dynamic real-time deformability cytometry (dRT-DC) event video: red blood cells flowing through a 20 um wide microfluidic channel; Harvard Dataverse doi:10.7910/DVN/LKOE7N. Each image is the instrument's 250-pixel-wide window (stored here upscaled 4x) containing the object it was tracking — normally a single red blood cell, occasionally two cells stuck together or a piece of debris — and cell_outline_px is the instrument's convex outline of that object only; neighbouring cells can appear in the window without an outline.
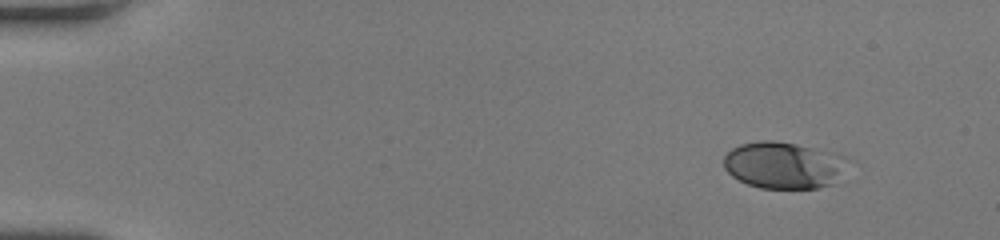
{"species": "human", "species_latin": "Homo sapiens", "temperature_condition": "room temperature", "stored_images_in_passage": 45, "camera_frame_rate_fps": 3000, "um_per_image_px": 0.085, "donor": {"sex": "female"}, "frame": {"image": 1, "passage_image": 1, "time_ms": 0.0, "image_size_px": [1000, 240], "cell_outline_px": [[844, 160], [836, 184], [820, 188], [760, 188], [748, 184], [732, 176], [724, 168], [724, 156], [732, 148], [740, 144], [760, 140], [772, 140], [796, 144], [844, 156]], "centroid_in_image_um": [66.54, 14.05], "position_along_channel_um": 18.5, "area_um2": 33.29}}
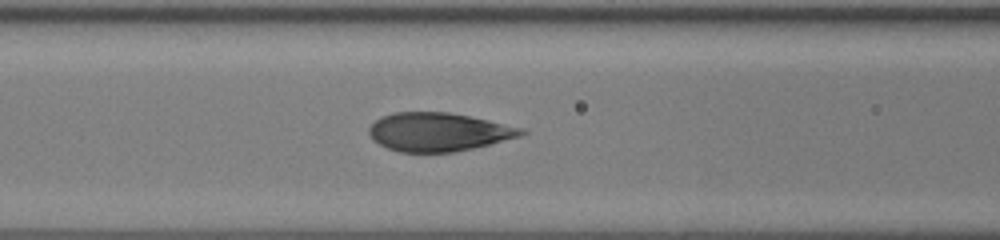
{"frame": {"image": 2, "passage_image": 18, "time_ms": 5.667, "image_size_px": [1000, 240], "cell_outline_px": [[528, 132], [520, 136], [472, 148], [452, 152], [400, 152], [388, 148], [372, 140], [368, 132], [368, 128], [380, 116], [392, 112], [448, 112], [488, 120], [524, 128]], "centroid_in_image_um": [37.23, 11.21], "position_along_channel_um": 129.4, "area_um2": 34.04}}
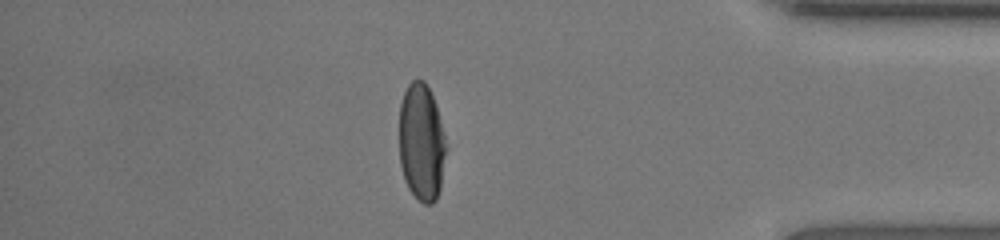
{"frame": {"image": 3, "passage_image": 39, "time_ms": 12.667, "image_size_px": [1000, 240], "cell_outline_px": [[448, 148], [440, 188], [436, 200], [432, 204], [424, 204], [408, 188], [404, 180], [400, 164], [400, 104], [404, 92], [408, 84], [412, 80], [424, 80], [436, 104], [448, 144]], "centroid_in_image_um": [35.85, 12.11], "position_along_channel_um": 399.3, "area_um2": 32.48}, "authors_computed_cell_mechanics": {"area_um2": 34.1598, "velocity_mm_per_s": 4.2638, "shape_relaxation_time_tau1_ms": 3.5174, "shape_relaxation_time_tau2_ms": null, "deformation_change_tau1": 0.1955, "deformation_change_tau2": null}}